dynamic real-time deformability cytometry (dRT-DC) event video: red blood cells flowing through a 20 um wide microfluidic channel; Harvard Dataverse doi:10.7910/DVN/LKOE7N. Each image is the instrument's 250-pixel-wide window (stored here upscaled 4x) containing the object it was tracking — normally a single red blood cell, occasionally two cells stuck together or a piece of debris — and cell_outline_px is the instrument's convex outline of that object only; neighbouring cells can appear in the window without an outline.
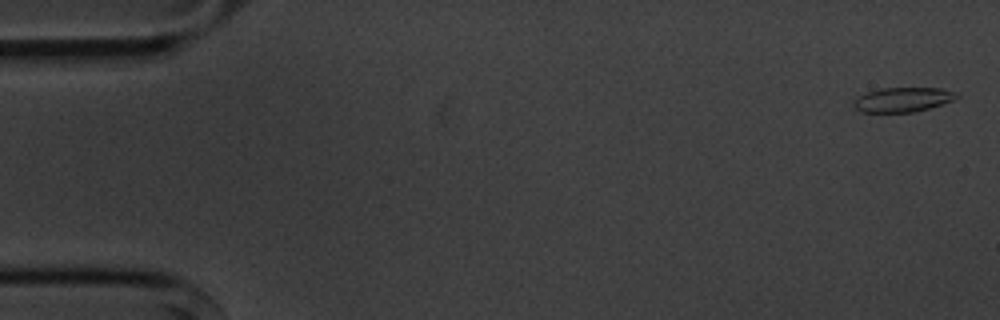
{"species": "common noctule bat (a hibernating species)", "species_latin": "Nyctalus noctula", "temperature_condition": "cold", "stored_images_in_passage": 4, "camera_frame_rate_fps": 3000, "um_per_image_px": 0.085, "animal": {"sex": "male", "body_mass_g": 20.1, "forearm_length_mm": 53.5}, "frame": {"image": 1, "passage_image": 1, "time_ms": 0.0, "image_size_px": [1000, 320], "cell_outline_px": [[960, 96], [952, 100], [928, 108], [912, 112], [860, 112], [852, 104], [852, 100], [856, 96], [868, 92], [884, 88], [940, 88], [960, 92]], "centroid_in_image_um": [76.72, 8.46], "position_along_channel_um": 8.3, "area_um2": 14.74}}